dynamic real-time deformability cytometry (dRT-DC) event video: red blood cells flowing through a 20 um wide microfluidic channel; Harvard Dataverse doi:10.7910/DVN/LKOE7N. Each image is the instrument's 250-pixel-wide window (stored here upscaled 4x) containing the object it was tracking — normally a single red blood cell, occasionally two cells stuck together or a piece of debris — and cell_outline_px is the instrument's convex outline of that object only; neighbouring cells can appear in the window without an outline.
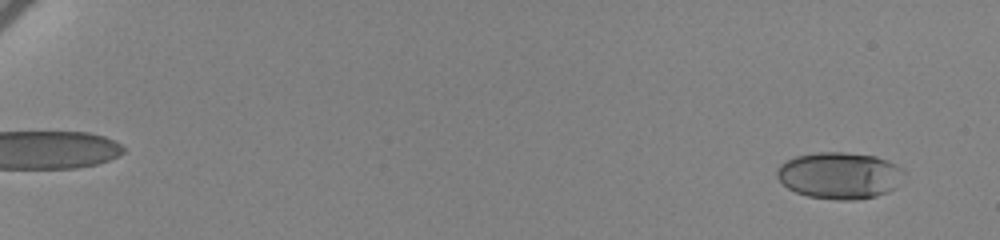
{"species": "human", "species_latin": "Homo sapiens", "temperature_condition": "cold", "stored_images_in_passage": 60, "camera_frame_rate_fps": 3000, "um_per_image_px": 0.085, "donor": {"sex": "female"}, "frame": {"image": 1, "passage_image": 4, "time_ms": 1.0, "image_size_px": [1000, 240], "cell_outline_px": [[904, 168], [896, 188], [888, 192], [876, 196], [852, 200], [836, 200], [808, 196], [796, 192], [788, 188], [776, 176], [776, 168], [780, 164], [796, 156], [816, 152], [844, 152], [876, 156], [888, 160]], "centroid_in_image_um": [71.36, 14.91], "position_along_channel_um": 13.6, "area_um2": 34.62}}
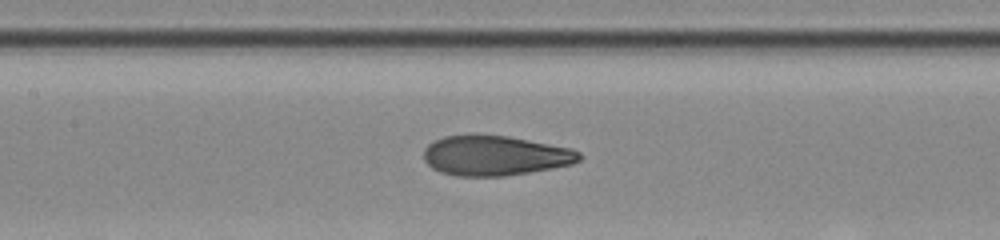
{"frame": {"image": 2, "passage_image": 34, "time_ms": 11.0, "image_size_px": [1000, 240], "cell_outline_px": [[584, 156], [580, 160], [572, 164], [552, 168], [504, 176], [456, 176], [440, 172], [432, 168], [424, 160], [424, 148], [428, 144], [444, 136], [508, 136], [572, 148], [580, 152]], "centroid_in_image_um": [42.1, 13.24], "position_along_channel_um": 165.3, "area_um2": 35.95}}
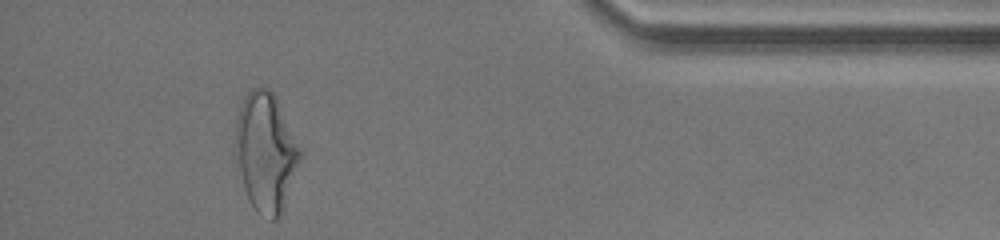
{"frame": {"image": 3, "passage_image": 58, "time_ms": 19.0, "image_size_px": [1000, 240], "cell_outline_px": [[300, 160], [284, 208], [280, 216], [276, 220], [272, 220], [260, 216], [256, 212], [248, 200], [232, 144], [236, 120], [244, 96], [252, 88], [268, 88], [276, 96], [300, 148]], "centroid_in_image_um": [22.56, 12.94], "position_along_channel_um": 412.6, "area_um2": 44.91}, "authors_computed_cell_mechanics": {"area_um2": 36.1828, "velocity_mm_per_s": 3.4503, "shape_relaxation_time_tau1_ms": 5.3938, "shape_relaxation_time_tau2_ms": 1.0058, "deformation_change_tau1": 0.1933, "deformation_change_tau2": 0.0745}}